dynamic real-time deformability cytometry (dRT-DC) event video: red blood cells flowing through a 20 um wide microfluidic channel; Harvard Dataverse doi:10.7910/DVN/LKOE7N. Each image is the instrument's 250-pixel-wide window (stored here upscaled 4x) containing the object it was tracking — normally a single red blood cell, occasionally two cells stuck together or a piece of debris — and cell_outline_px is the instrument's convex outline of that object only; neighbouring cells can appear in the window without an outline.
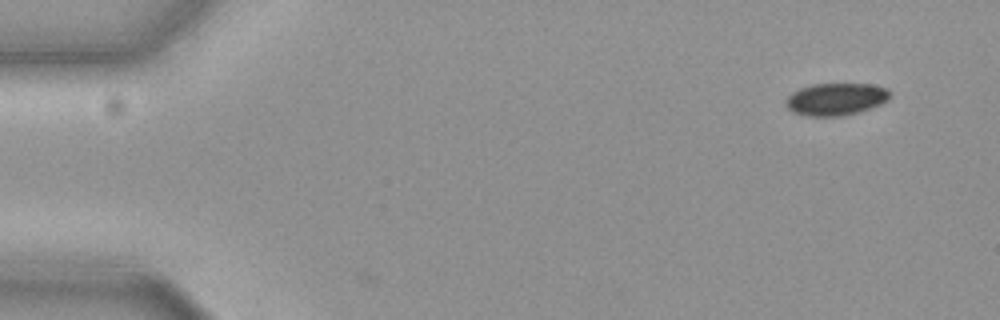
{"species": "common noctule bat (a hibernating species)", "species_latin": "Nyctalus noctula", "temperature_condition": "cold", "stored_images_in_passage": 6, "camera_frame_rate_fps": 3000, "um_per_image_px": 0.085, "animal": {"sex": "female", "body_mass_g": 19.3, "forearm_length_mm": 54.1}, "frame": {"image": 1, "passage_image": 1, "time_ms": 0.0, "image_size_px": [1000, 320], "cell_outline_px": [[892, 92], [888, 100], [880, 104], [856, 112], [840, 116], [808, 116], [792, 112], [784, 104], [784, 100], [792, 92], [800, 88], [812, 84], [868, 84], [888, 88]], "centroid_in_image_um": [71.02, 8.42], "position_along_channel_um": 14.0, "area_um2": 19.59}}